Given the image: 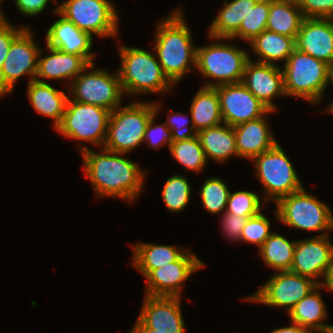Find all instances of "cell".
Masks as SVG:
<instances>
[{"mask_svg":"<svg viewBox=\"0 0 333 333\" xmlns=\"http://www.w3.org/2000/svg\"><path fill=\"white\" fill-rule=\"evenodd\" d=\"M79 149L85 175L98 199L103 196L119 197L130 203L143 191L146 170L123 157L126 154L112 152L103 147L100 152H96L83 144Z\"/></svg>","mask_w":333,"mask_h":333,"instance_id":"obj_1","label":"cell"},{"mask_svg":"<svg viewBox=\"0 0 333 333\" xmlns=\"http://www.w3.org/2000/svg\"><path fill=\"white\" fill-rule=\"evenodd\" d=\"M154 47L164 74L175 85L196 68L197 46L181 9H175L156 25ZM191 64V65H190Z\"/></svg>","mask_w":333,"mask_h":333,"instance_id":"obj_2","label":"cell"},{"mask_svg":"<svg viewBox=\"0 0 333 333\" xmlns=\"http://www.w3.org/2000/svg\"><path fill=\"white\" fill-rule=\"evenodd\" d=\"M119 46L121 63L117 72L124 95H166L171 91L174 84L164 74L155 54L146 49Z\"/></svg>","mask_w":333,"mask_h":333,"instance_id":"obj_3","label":"cell"},{"mask_svg":"<svg viewBox=\"0 0 333 333\" xmlns=\"http://www.w3.org/2000/svg\"><path fill=\"white\" fill-rule=\"evenodd\" d=\"M160 103L133 101L121 105L110 113L107 136L103 148L127 154L143 142L150 118L159 113Z\"/></svg>","mask_w":333,"mask_h":333,"instance_id":"obj_4","label":"cell"},{"mask_svg":"<svg viewBox=\"0 0 333 333\" xmlns=\"http://www.w3.org/2000/svg\"><path fill=\"white\" fill-rule=\"evenodd\" d=\"M282 66L286 96L318 104L330 85V65L295 48Z\"/></svg>","mask_w":333,"mask_h":333,"instance_id":"obj_5","label":"cell"},{"mask_svg":"<svg viewBox=\"0 0 333 333\" xmlns=\"http://www.w3.org/2000/svg\"><path fill=\"white\" fill-rule=\"evenodd\" d=\"M217 39L216 43L197 47L195 69L206 79H213L205 83L203 85L205 87L241 82L245 65L250 57L246 50L232 45L231 42L219 43L225 38Z\"/></svg>","mask_w":333,"mask_h":333,"instance_id":"obj_6","label":"cell"},{"mask_svg":"<svg viewBox=\"0 0 333 333\" xmlns=\"http://www.w3.org/2000/svg\"><path fill=\"white\" fill-rule=\"evenodd\" d=\"M276 209L275 216L288 227L321 231L316 236H325L328 235L326 232L333 231L332 210L314 195L307 193L304 187L281 198L276 203Z\"/></svg>","mask_w":333,"mask_h":333,"instance_id":"obj_7","label":"cell"},{"mask_svg":"<svg viewBox=\"0 0 333 333\" xmlns=\"http://www.w3.org/2000/svg\"><path fill=\"white\" fill-rule=\"evenodd\" d=\"M256 177L263 189V202L277 203L281 198L303 188L302 182L280 143L252 159Z\"/></svg>","mask_w":333,"mask_h":333,"instance_id":"obj_8","label":"cell"},{"mask_svg":"<svg viewBox=\"0 0 333 333\" xmlns=\"http://www.w3.org/2000/svg\"><path fill=\"white\" fill-rule=\"evenodd\" d=\"M88 68L91 72H86ZM68 86L71 100L103 107L111 112L124 100L117 70L110 74L104 69L95 68L94 63H90Z\"/></svg>","mask_w":333,"mask_h":333,"instance_id":"obj_9","label":"cell"},{"mask_svg":"<svg viewBox=\"0 0 333 333\" xmlns=\"http://www.w3.org/2000/svg\"><path fill=\"white\" fill-rule=\"evenodd\" d=\"M111 111L68 98L61 123L55 130L64 138L104 146Z\"/></svg>","mask_w":333,"mask_h":333,"instance_id":"obj_10","label":"cell"},{"mask_svg":"<svg viewBox=\"0 0 333 333\" xmlns=\"http://www.w3.org/2000/svg\"><path fill=\"white\" fill-rule=\"evenodd\" d=\"M58 12L92 37H118L119 14L110 0H67Z\"/></svg>","mask_w":333,"mask_h":333,"instance_id":"obj_11","label":"cell"},{"mask_svg":"<svg viewBox=\"0 0 333 333\" xmlns=\"http://www.w3.org/2000/svg\"><path fill=\"white\" fill-rule=\"evenodd\" d=\"M319 284L290 270L271 275L263 286L243 300L285 308L287 313Z\"/></svg>","mask_w":333,"mask_h":333,"instance_id":"obj_12","label":"cell"},{"mask_svg":"<svg viewBox=\"0 0 333 333\" xmlns=\"http://www.w3.org/2000/svg\"><path fill=\"white\" fill-rule=\"evenodd\" d=\"M31 28L27 27L11 44L0 71V97L13 92L15 84L22 76L35 80L40 47L33 38Z\"/></svg>","mask_w":333,"mask_h":333,"instance_id":"obj_13","label":"cell"},{"mask_svg":"<svg viewBox=\"0 0 333 333\" xmlns=\"http://www.w3.org/2000/svg\"><path fill=\"white\" fill-rule=\"evenodd\" d=\"M181 297L144 296L135 333H185Z\"/></svg>","mask_w":333,"mask_h":333,"instance_id":"obj_14","label":"cell"},{"mask_svg":"<svg viewBox=\"0 0 333 333\" xmlns=\"http://www.w3.org/2000/svg\"><path fill=\"white\" fill-rule=\"evenodd\" d=\"M188 249L175 261L151 270L146 276L145 295L181 297L183 284L205 264Z\"/></svg>","mask_w":333,"mask_h":333,"instance_id":"obj_15","label":"cell"},{"mask_svg":"<svg viewBox=\"0 0 333 333\" xmlns=\"http://www.w3.org/2000/svg\"><path fill=\"white\" fill-rule=\"evenodd\" d=\"M223 123L232 127L264 116L269 110L241 82L215 87Z\"/></svg>","mask_w":333,"mask_h":333,"instance_id":"obj_16","label":"cell"},{"mask_svg":"<svg viewBox=\"0 0 333 333\" xmlns=\"http://www.w3.org/2000/svg\"><path fill=\"white\" fill-rule=\"evenodd\" d=\"M332 265L333 244L329 235L297 240L290 271L311 278L322 285Z\"/></svg>","mask_w":333,"mask_h":333,"instance_id":"obj_17","label":"cell"},{"mask_svg":"<svg viewBox=\"0 0 333 333\" xmlns=\"http://www.w3.org/2000/svg\"><path fill=\"white\" fill-rule=\"evenodd\" d=\"M241 83L269 110L276 111L274 98L286 96L282 67L252 61H247Z\"/></svg>","mask_w":333,"mask_h":333,"instance_id":"obj_18","label":"cell"},{"mask_svg":"<svg viewBox=\"0 0 333 333\" xmlns=\"http://www.w3.org/2000/svg\"><path fill=\"white\" fill-rule=\"evenodd\" d=\"M295 45L299 51L331 66L333 64V19L304 18L295 39Z\"/></svg>","mask_w":333,"mask_h":333,"instance_id":"obj_19","label":"cell"},{"mask_svg":"<svg viewBox=\"0 0 333 333\" xmlns=\"http://www.w3.org/2000/svg\"><path fill=\"white\" fill-rule=\"evenodd\" d=\"M54 13L60 18L47 30L46 45L65 53L82 56L89 64L94 63V53L91 52L94 38L62 16L58 12V6L54 9Z\"/></svg>","mask_w":333,"mask_h":333,"instance_id":"obj_20","label":"cell"},{"mask_svg":"<svg viewBox=\"0 0 333 333\" xmlns=\"http://www.w3.org/2000/svg\"><path fill=\"white\" fill-rule=\"evenodd\" d=\"M266 115L233 127L238 157L252 160L278 143L271 134Z\"/></svg>","mask_w":333,"mask_h":333,"instance_id":"obj_21","label":"cell"},{"mask_svg":"<svg viewBox=\"0 0 333 333\" xmlns=\"http://www.w3.org/2000/svg\"><path fill=\"white\" fill-rule=\"evenodd\" d=\"M46 49L50 52V55L41 57L42 49H40L38 55L37 74L35 77L38 82L41 77V79L50 80L71 79L69 82L71 84L76 76L89 65L82 56L65 53L48 45H46Z\"/></svg>","mask_w":333,"mask_h":333,"instance_id":"obj_22","label":"cell"},{"mask_svg":"<svg viewBox=\"0 0 333 333\" xmlns=\"http://www.w3.org/2000/svg\"><path fill=\"white\" fill-rule=\"evenodd\" d=\"M27 84V96L33 109L38 114L53 119L55 129L62 121L69 96L41 79Z\"/></svg>","mask_w":333,"mask_h":333,"instance_id":"obj_23","label":"cell"},{"mask_svg":"<svg viewBox=\"0 0 333 333\" xmlns=\"http://www.w3.org/2000/svg\"><path fill=\"white\" fill-rule=\"evenodd\" d=\"M322 288L323 285L319 284L288 312L292 323L306 328L311 333H328L331 328V325L323 324L328 315L319 293Z\"/></svg>","mask_w":333,"mask_h":333,"instance_id":"obj_24","label":"cell"},{"mask_svg":"<svg viewBox=\"0 0 333 333\" xmlns=\"http://www.w3.org/2000/svg\"><path fill=\"white\" fill-rule=\"evenodd\" d=\"M206 159L224 163L230 157L237 156L235 132L232 126L221 123L197 132Z\"/></svg>","mask_w":333,"mask_h":333,"instance_id":"obj_25","label":"cell"},{"mask_svg":"<svg viewBox=\"0 0 333 333\" xmlns=\"http://www.w3.org/2000/svg\"><path fill=\"white\" fill-rule=\"evenodd\" d=\"M258 0H224L223 8L219 10L218 16L208 27V37L217 40V38H231L240 28L243 19H246L251 6H254Z\"/></svg>","mask_w":333,"mask_h":333,"instance_id":"obj_26","label":"cell"},{"mask_svg":"<svg viewBox=\"0 0 333 333\" xmlns=\"http://www.w3.org/2000/svg\"><path fill=\"white\" fill-rule=\"evenodd\" d=\"M131 263L145 277L151 270L175 262L187 249L173 245L138 242L132 245Z\"/></svg>","mask_w":333,"mask_h":333,"instance_id":"obj_27","label":"cell"},{"mask_svg":"<svg viewBox=\"0 0 333 333\" xmlns=\"http://www.w3.org/2000/svg\"><path fill=\"white\" fill-rule=\"evenodd\" d=\"M249 44L252 48V52L254 51V54H257L259 58V61L256 62L273 65H277L279 61H284L285 64L296 48L295 38L278 34L267 29Z\"/></svg>","mask_w":333,"mask_h":333,"instance_id":"obj_28","label":"cell"},{"mask_svg":"<svg viewBox=\"0 0 333 333\" xmlns=\"http://www.w3.org/2000/svg\"><path fill=\"white\" fill-rule=\"evenodd\" d=\"M190 115L196 132L223 123L220 99L215 87L202 86L190 105Z\"/></svg>","mask_w":333,"mask_h":333,"instance_id":"obj_29","label":"cell"},{"mask_svg":"<svg viewBox=\"0 0 333 333\" xmlns=\"http://www.w3.org/2000/svg\"><path fill=\"white\" fill-rule=\"evenodd\" d=\"M303 19L297 0H270L266 29L296 39Z\"/></svg>","mask_w":333,"mask_h":333,"instance_id":"obj_30","label":"cell"},{"mask_svg":"<svg viewBox=\"0 0 333 333\" xmlns=\"http://www.w3.org/2000/svg\"><path fill=\"white\" fill-rule=\"evenodd\" d=\"M296 242L273 232L259 248V254L267 267L275 272L287 271L293 263Z\"/></svg>","mask_w":333,"mask_h":333,"instance_id":"obj_31","label":"cell"},{"mask_svg":"<svg viewBox=\"0 0 333 333\" xmlns=\"http://www.w3.org/2000/svg\"><path fill=\"white\" fill-rule=\"evenodd\" d=\"M169 150L177 163L196 173H200L208 163L198 136L172 142Z\"/></svg>","mask_w":333,"mask_h":333,"instance_id":"obj_32","label":"cell"},{"mask_svg":"<svg viewBox=\"0 0 333 333\" xmlns=\"http://www.w3.org/2000/svg\"><path fill=\"white\" fill-rule=\"evenodd\" d=\"M269 10L270 0H258L254 6H251L249 14L246 19H243L238 31L231 38H225L224 41L239 38L249 44L266 30Z\"/></svg>","mask_w":333,"mask_h":333,"instance_id":"obj_33","label":"cell"},{"mask_svg":"<svg viewBox=\"0 0 333 333\" xmlns=\"http://www.w3.org/2000/svg\"><path fill=\"white\" fill-rule=\"evenodd\" d=\"M202 199V207L212 215H218L226 211L230 194L228 185L219 177L207 178L198 195Z\"/></svg>","mask_w":333,"mask_h":333,"instance_id":"obj_34","label":"cell"},{"mask_svg":"<svg viewBox=\"0 0 333 333\" xmlns=\"http://www.w3.org/2000/svg\"><path fill=\"white\" fill-rule=\"evenodd\" d=\"M191 185L185 175H172L162 189V200L171 213L184 210L190 201Z\"/></svg>","mask_w":333,"mask_h":333,"instance_id":"obj_35","label":"cell"},{"mask_svg":"<svg viewBox=\"0 0 333 333\" xmlns=\"http://www.w3.org/2000/svg\"><path fill=\"white\" fill-rule=\"evenodd\" d=\"M259 194L251 191H236L229 194L225 213L252 217L262 211V202Z\"/></svg>","mask_w":333,"mask_h":333,"instance_id":"obj_36","label":"cell"},{"mask_svg":"<svg viewBox=\"0 0 333 333\" xmlns=\"http://www.w3.org/2000/svg\"><path fill=\"white\" fill-rule=\"evenodd\" d=\"M262 213L260 211L257 215L248 218L242 230L240 242L254 244L259 249L272 234L270 232V220Z\"/></svg>","mask_w":333,"mask_h":333,"instance_id":"obj_37","label":"cell"},{"mask_svg":"<svg viewBox=\"0 0 333 333\" xmlns=\"http://www.w3.org/2000/svg\"><path fill=\"white\" fill-rule=\"evenodd\" d=\"M188 115L183 114L182 112L173 111L167 116L166 126L171 130L173 142L191 139L197 136V132L194 129L192 119ZM191 120V121H190ZM189 123L192 125L189 126Z\"/></svg>","mask_w":333,"mask_h":333,"instance_id":"obj_38","label":"cell"},{"mask_svg":"<svg viewBox=\"0 0 333 333\" xmlns=\"http://www.w3.org/2000/svg\"><path fill=\"white\" fill-rule=\"evenodd\" d=\"M156 115L157 113H155L147 123L146 130L143 136V142H147L148 147L153 149H159L161 146L167 144L169 149L170 144L173 142L171 130L166 126L164 122L163 124L156 125Z\"/></svg>","mask_w":333,"mask_h":333,"instance_id":"obj_39","label":"cell"},{"mask_svg":"<svg viewBox=\"0 0 333 333\" xmlns=\"http://www.w3.org/2000/svg\"><path fill=\"white\" fill-rule=\"evenodd\" d=\"M304 18L333 19V0H297Z\"/></svg>","mask_w":333,"mask_h":333,"instance_id":"obj_40","label":"cell"},{"mask_svg":"<svg viewBox=\"0 0 333 333\" xmlns=\"http://www.w3.org/2000/svg\"><path fill=\"white\" fill-rule=\"evenodd\" d=\"M15 27L8 22V19H0V71L9 52L12 42L27 28Z\"/></svg>","mask_w":333,"mask_h":333,"instance_id":"obj_41","label":"cell"},{"mask_svg":"<svg viewBox=\"0 0 333 333\" xmlns=\"http://www.w3.org/2000/svg\"><path fill=\"white\" fill-rule=\"evenodd\" d=\"M249 217H241L231 213H223L221 218L222 230L225 236L232 242H240L242 230Z\"/></svg>","mask_w":333,"mask_h":333,"instance_id":"obj_42","label":"cell"},{"mask_svg":"<svg viewBox=\"0 0 333 333\" xmlns=\"http://www.w3.org/2000/svg\"><path fill=\"white\" fill-rule=\"evenodd\" d=\"M50 0H14L16 9L24 16L40 15L46 9Z\"/></svg>","mask_w":333,"mask_h":333,"instance_id":"obj_43","label":"cell"},{"mask_svg":"<svg viewBox=\"0 0 333 333\" xmlns=\"http://www.w3.org/2000/svg\"><path fill=\"white\" fill-rule=\"evenodd\" d=\"M270 333H311V332L306 328H303L302 326L291 322L290 326L273 329Z\"/></svg>","mask_w":333,"mask_h":333,"instance_id":"obj_44","label":"cell"},{"mask_svg":"<svg viewBox=\"0 0 333 333\" xmlns=\"http://www.w3.org/2000/svg\"><path fill=\"white\" fill-rule=\"evenodd\" d=\"M323 288L328 289V291L333 293V265L328 270L325 280L323 282Z\"/></svg>","mask_w":333,"mask_h":333,"instance_id":"obj_45","label":"cell"},{"mask_svg":"<svg viewBox=\"0 0 333 333\" xmlns=\"http://www.w3.org/2000/svg\"><path fill=\"white\" fill-rule=\"evenodd\" d=\"M333 84V64L330 66L329 83Z\"/></svg>","mask_w":333,"mask_h":333,"instance_id":"obj_46","label":"cell"},{"mask_svg":"<svg viewBox=\"0 0 333 333\" xmlns=\"http://www.w3.org/2000/svg\"><path fill=\"white\" fill-rule=\"evenodd\" d=\"M327 109H324L325 111H327L328 113L333 114V100L332 103L329 104L328 107H326Z\"/></svg>","mask_w":333,"mask_h":333,"instance_id":"obj_47","label":"cell"},{"mask_svg":"<svg viewBox=\"0 0 333 333\" xmlns=\"http://www.w3.org/2000/svg\"><path fill=\"white\" fill-rule=\"evenodd\" d=\"M1 1H3V0H0V3H1ZM4 18H5L4 12L0 8V19H4Z\"/></svg>","mask_w":333,"mask_h":333,"instance_id":"obj_48","label":"cell"},{"mask_svg":"<svg viewBox=\"0 0 333 333\" xmlns=\"http://www.w3.org/2000/svg\"><path fill=\"white\" fill-rule=\"evenodd\" d=\"M329 333H333V325H331Z\"/></svg>","mask_w":333,"mask_h":333,"instance_id":"obj_49","label":"cell"},{"mask_svg":"<svg viewBox=\"0 0 333 333\" xmlns=\"http://www.w3.org/2000/svg\"><path fill=\"white\" fill-rule=\"evenodd\" d=\"M129 333H135V331L133 329H131V331Z\"/></svg>","mask_w":333,"mask_h":333,"instance_id":"obj_50","label":"cell"}]
</instances>
